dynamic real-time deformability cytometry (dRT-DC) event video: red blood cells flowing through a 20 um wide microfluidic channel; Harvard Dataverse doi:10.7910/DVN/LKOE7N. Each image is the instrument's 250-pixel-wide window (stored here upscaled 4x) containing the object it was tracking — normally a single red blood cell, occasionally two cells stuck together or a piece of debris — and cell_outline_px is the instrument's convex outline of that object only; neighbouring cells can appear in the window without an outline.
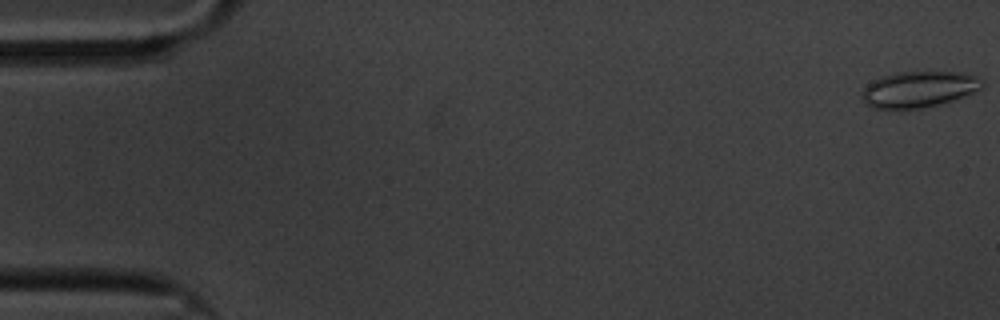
{"species": "common noctule bat (a hibernating species)", "species_latin": "Nyctalus noctula", "temperature_condition": "cold", "stored_images_in_passage": 60, "camera_frame_rate_fps": 3000, "um_per_image_px": 0.085, "animal": {"sex": "male", "body_mass_g": 20.1, "forearm_length_mm": 53.5}, "frame": {"image": 1, "passage_image": 1, "time_ms": 0.0, "image_size_px": [1000, 320], "cell_outline_px": [[984, 84], [980, 88], [964, 96], [940, 104], [924, 108], [900, 112], [872, 108], [860, 96], [864, 88], [868, 84], [884, 76], [896, 72], [964, 72], [976, 76], [984, 80]], "centroid_in_image_um": [78.08, 7.63], "position_along_channel_um": 6.9, "area_um2": 25.78}}
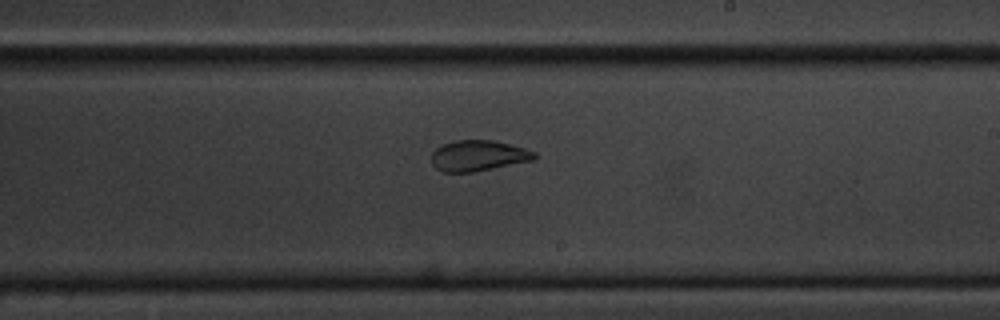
{"frame": {"image": 2, "passage_image": 35, "time_ms": 11.333, "image_size_px": [1000, 320], "cell_outline_px": [[540, 156], [536, 160], [472, 172], [444, 172], [436, 168], [432, 164], [432, 152], [436, 148], [444, 144], [456, 140], [496, 140], [524, 148], [536, 152]], "centroid_in_image_um": [40.71, 13.23], "position_along_channel_um": 248.3, "area_um2": 18.61}}
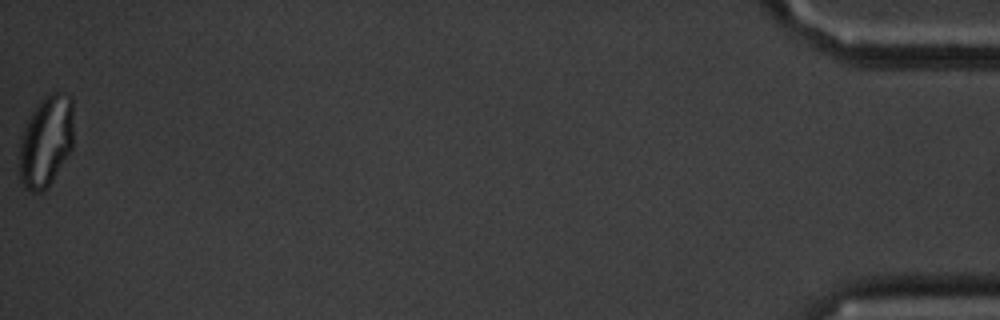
{"frame": {"image": 3, "passage_image": 60, "time_ms": 19.667, "image_size_px": [1000, 320], "cell_outline_px": [[72, 148], [52, 180], [40, 192], [32, 192], [24, 188], [20, 180], [20, 136], [32, 112], [40, 100], [44, 96], [52, 92], [64, 92], [72, 96]], "centroid_in_image_um": [3.91, 11.97], "position_along_channel_um": 431.3, "area_um2": 28.67}, "authors_computed_cell_mechanics": {"area_um2": 21.9351, "velocity_mm_per_s": 3.3602, "shape_relaxation_time_tau1_ms": null, "shape_relaxation_time_tau2_ms": 0.9528, "deformation_change_tau1": null, "deformation_change_tau2": 0.0558}}